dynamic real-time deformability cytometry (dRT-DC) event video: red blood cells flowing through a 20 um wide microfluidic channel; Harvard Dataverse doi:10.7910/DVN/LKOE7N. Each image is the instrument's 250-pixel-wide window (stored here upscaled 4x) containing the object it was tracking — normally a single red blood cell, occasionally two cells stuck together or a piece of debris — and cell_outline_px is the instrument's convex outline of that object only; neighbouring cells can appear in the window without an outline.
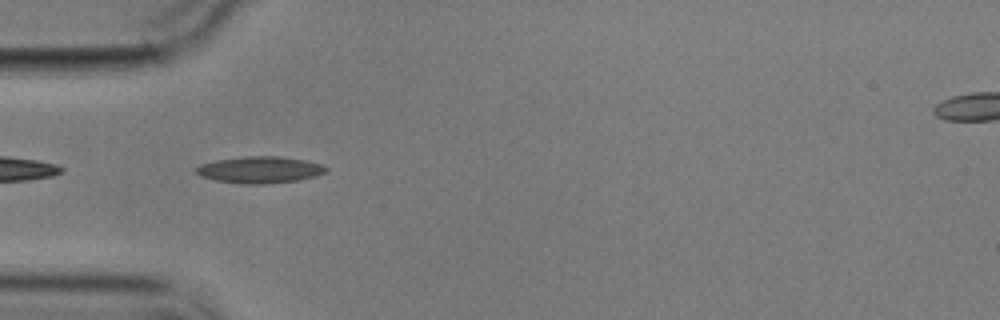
{"species": "common noctule bat (a hibernating species)", "species_latin": "Nyctalus noctula", "temperature_condition": "cold", "stored_images_in_passage": 2, "camera_frame_rate_fps": 3000, "um_per_image_px": 0.085, "animal": {"sex": "male", "body_mass_g": 17.9}, "frame": {"image": 1, "passage_image": 1, "time_ms": 0.0, "image_size_px": [1000, 320], "cell_outline_px": [[328, 172], [316, 176], [300, 180], [264, 184], [240, 184], [216, 180], [200, 176], [196, 172], [196, 168], [200, 164], [216, 160], [244, 156], [280, 156], [308, 160], [320, 164], [328, 168]], "centroid_in_image_um": [22.12, 14.43], "position_along_channel_um": 62.9, "area_um2": 20.4}}